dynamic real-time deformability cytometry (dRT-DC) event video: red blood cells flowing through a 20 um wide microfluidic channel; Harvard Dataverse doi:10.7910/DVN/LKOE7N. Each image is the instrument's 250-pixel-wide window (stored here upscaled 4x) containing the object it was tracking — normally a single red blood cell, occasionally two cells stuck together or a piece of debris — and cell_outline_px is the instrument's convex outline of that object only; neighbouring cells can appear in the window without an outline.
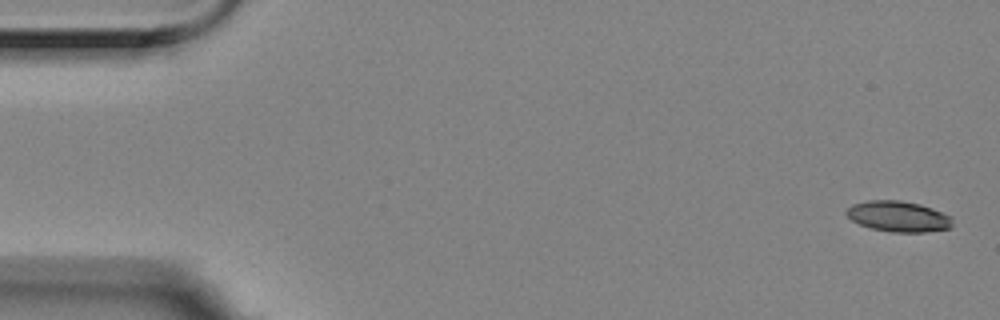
{"species": "Egyptian fruit bat (a non-hibernating species)", "species_latin": "Rousettus aegyptiacus", "temperature_condition": "room temperature", "stored_images_in_passage": 5, "segment_of_instrument_passage": [1, 2], "camera_frame_rate_fps": 3000, "um_per_image_px": 0.085, "animal": {"sex": "female"}, "frame": {"image": 1, "passage_image": 1, "time_ms": 0.0, "image_size_px": [1000, 320], "cell_outline_px": [[952, 228], [924, 232], [892, 232], [872, 228], [860, 224], [852, 220], [844, 212], [852, 204], [868, 200], [900, 200], [920, 204], [932, 208], [952, 216]], "centroid_in_image_um": [76.38, 18.39], "position_along_channel_um": 8.6, "area_um2": 19.02}}